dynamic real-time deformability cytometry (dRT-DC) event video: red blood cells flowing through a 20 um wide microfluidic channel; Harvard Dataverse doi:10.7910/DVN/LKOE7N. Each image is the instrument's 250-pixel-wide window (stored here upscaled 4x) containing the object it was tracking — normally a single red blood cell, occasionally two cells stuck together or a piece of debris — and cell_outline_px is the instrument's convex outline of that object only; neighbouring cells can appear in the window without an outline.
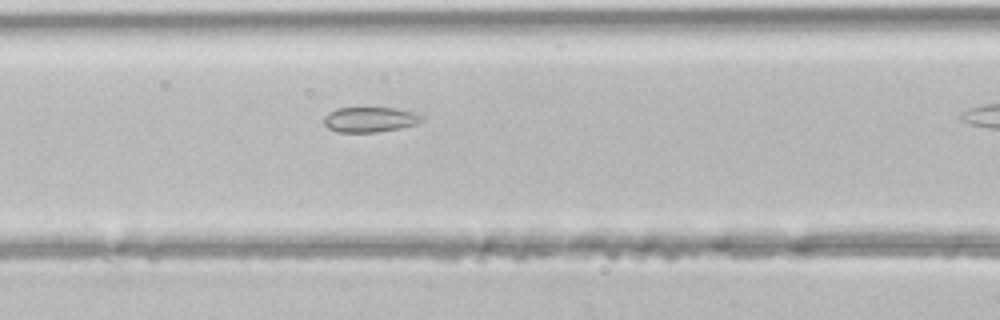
{"species": "common noctule bat (a hibernating species)", "species_latin": "Nyctalus noctula", "temperature_condition": "room temperature", "stored_images_in_passage": 14, "camera_frame_rate_fps": 3000, "um_per_image_px": 0.085, "animal": {"sex": "male", "body_mass_g": 21.5, "forearm_length_mm": 52.0}, "frame": {"image": 1, "passage_image": 10, "time_ms": 3.0, "image_size_px": [1000, 320], "cell_outline_px": [[424, 120], [416, 124], [400, 128], [376, 132], [336, 132], [328, 128], [324, 124], [324, 116], [328, 112], [336, 108], [396, 108], [416, 112], [424, 116]], "centroid_in_image_um": [31.46, 10.15], "position_along_channel_um": 135.1, "area_um2": 14.51}}